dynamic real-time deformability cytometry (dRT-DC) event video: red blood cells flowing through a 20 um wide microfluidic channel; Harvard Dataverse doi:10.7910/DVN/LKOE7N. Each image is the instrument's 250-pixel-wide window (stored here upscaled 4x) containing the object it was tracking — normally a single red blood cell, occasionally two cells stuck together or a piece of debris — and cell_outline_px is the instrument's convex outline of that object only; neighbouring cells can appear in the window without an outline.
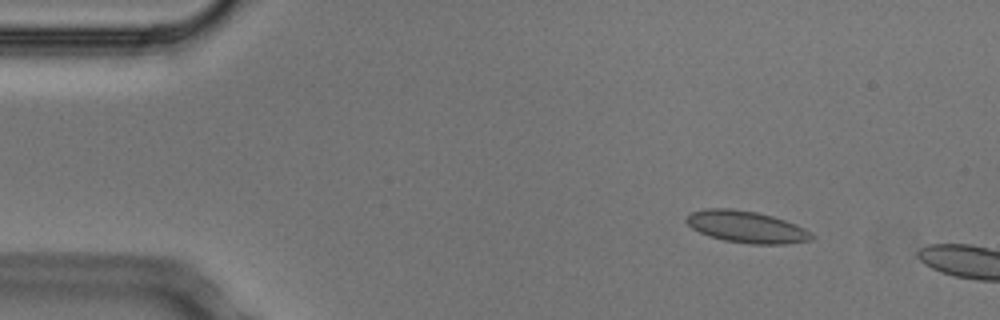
{"species": "Egyptian fruit bat (a non-hibernating species)", "species_latin": "Rousettus aegyptiacus", "temperature_condition": "cold", "stored_images_in_passage": 3, "camera_frame_rate_fps": 3000, "um_per_image_px": 0.085, "animal": {"sex": "male"}, "frame": {"image": 1, "passage_image": 1, "time_ms": 0.0, "image_size_px": [1000, 320], "cell_outline_px": [[816, 236], [812, 240], [788, 244], [752, 244], [724, 240], [708, 236], [692, 228], [684, 220], [692, 212], [704, 208], [732, 208], [756, 212], [772, 216], [796, 224], [804, 228]], "centroid_in_image_um": [63.46, 19.28], "position_along_channel_um": 21.5, "area_um2": 23.29}}